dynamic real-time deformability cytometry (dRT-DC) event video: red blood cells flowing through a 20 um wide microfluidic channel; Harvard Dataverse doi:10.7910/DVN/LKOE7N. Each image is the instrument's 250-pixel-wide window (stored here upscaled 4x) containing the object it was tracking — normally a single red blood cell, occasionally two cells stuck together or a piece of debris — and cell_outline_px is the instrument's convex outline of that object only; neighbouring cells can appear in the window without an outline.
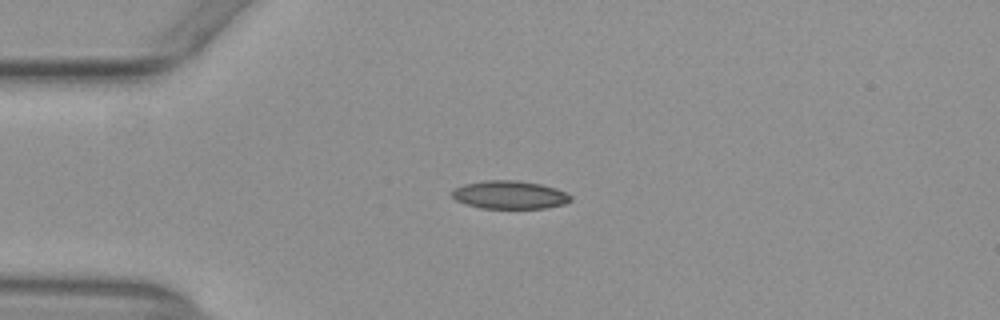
{"species": "common noctule bat (a hibernating species)", "species_latin": "Nyctalus noctula", "temperature_condition": "warm", "stored_images_in_passage": 19, "camera_frame_rate_fps": 3000, "um_per_image_px": 0.085, "animal": {"sex": "female", "body_mass_g": 29.2, "forearm_length_mm": 56.3}, "frame": {"image": 1, "passage_image": 2, "time_ms": 0.333, "image_size_px": [1000, 320], "cell_outline_px": [[572, 200], [564, 204], [544, 208], [480, 208], [456, 200], [452, 196], [452, 192], [456, 188], [464, 184], [484, 180], [516, 180], [540, 184], [556, 188], [568, 192], [572, 196]], "centroid_in_image_um": [43.37, 16.55], "position_along_channel_um": 41.6, "area_um2": 19.42}}
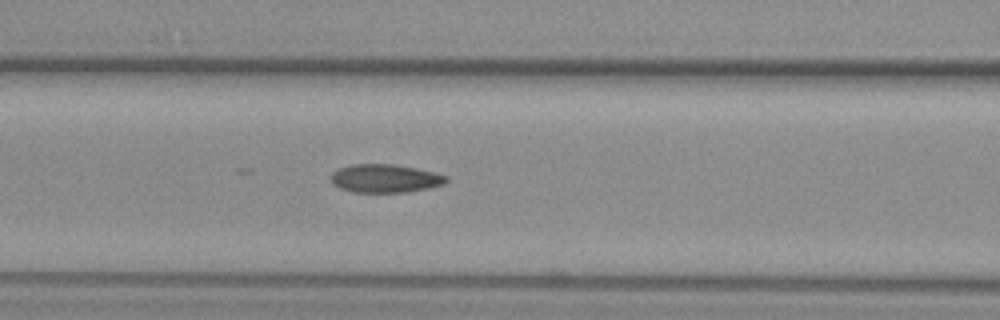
{"frame": {"image": 2, "passage_image": 11, "time_ms": 3.333, "image_size_px": [1000, 320], "cell_outline_px": [[448, 180], [444, 184], [428, 188], [408, 192], [352, 192], [340, 188], [332, 184], [332, 172], [336, 168], [352, 164], [392, 164], [416, 168], [448, 176]], "centroid_in_image_um": [32.71, 15.16], "position_along_channel_um": 133.9, "area_um2": 19.07}}
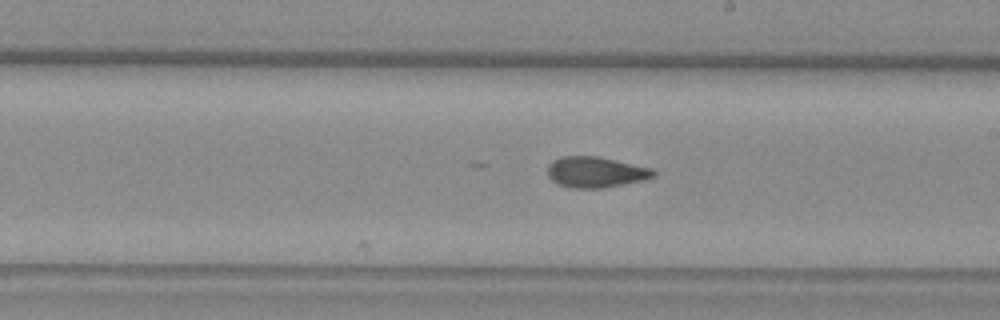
{"frame": {"image": 3, "passage_image": 19, "time_ms": 6.0, "image_size_px": [1000, 320], "cell_outline_px": [[656, 176], [644, 180], [604, 188], [572, 188], [560, 184], [552, 180], [548, 176], [548, 164], [552, 160], [560, 156], [596, 156], [652, 168], [656, 172]], "centroid_in_image_um": [50.63, 14.63], "position_along_channel_um": 238.4, "area_um2": 19.02}}